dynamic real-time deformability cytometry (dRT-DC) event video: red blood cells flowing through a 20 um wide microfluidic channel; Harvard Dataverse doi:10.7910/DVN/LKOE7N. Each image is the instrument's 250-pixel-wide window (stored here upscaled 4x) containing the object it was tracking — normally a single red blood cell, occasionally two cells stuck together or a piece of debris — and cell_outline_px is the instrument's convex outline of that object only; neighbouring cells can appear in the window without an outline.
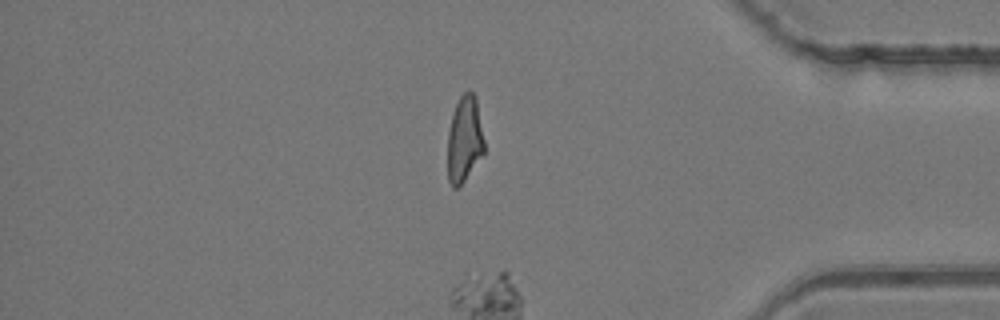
{"species": "common noctule bat (a hibernating species)", "species_latin": "Nyctalus noctula", "temperature_condition": "room temperature", "stored_images_in_passage": 47, "camera_frame_rate_fps": 3000, "um_per_image_px": 0.085, "animal": {"sex": "female", "body_mass_g": 24.6, "forearm_length_mm": 56.2}, "frame": {"image": 1, "passage_image": 40, "time_ms": 13.0, "image_size_px": [1000, 320], "cell_outline_px": [[484, 152], [460, 188], [452, 188], [448, 180], [448, 132], [452, 112], [460, 96], [468, 88], [476, 96], [484, 140]], "centroid_in_image_um": [39.47, 11.84], "position_along_channel_um": 395.7, "area_um2": 18.67}}